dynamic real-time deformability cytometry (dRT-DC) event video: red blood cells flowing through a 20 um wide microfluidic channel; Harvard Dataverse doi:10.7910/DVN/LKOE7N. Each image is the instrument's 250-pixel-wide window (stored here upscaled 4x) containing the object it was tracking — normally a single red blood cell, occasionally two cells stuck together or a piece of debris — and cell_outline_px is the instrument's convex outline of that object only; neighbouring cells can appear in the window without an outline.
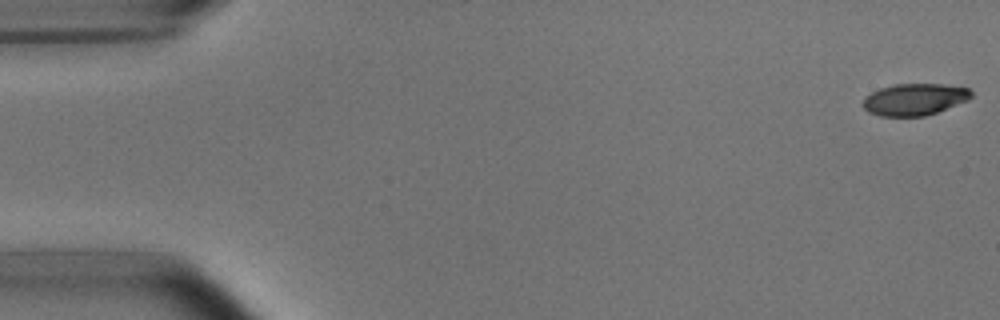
{"species": "common noctule bat (a hibernating species)", "species_latin": "Nyctalus noctula", "temperature_condition": "room temperature", "stored_images_in_passage": 5, "camera_frame_rate_fps": 3000, "um_per_image_px": 0.085, "animal": {"sex": "male", "body_mass_g": 15.6}, "frame": {"image": 1, "passage_image": 1, "time_ms": 0.0, "image_size_px": [1000, 320], "cell_outline_px": [[972, 96], [968, 100], [936, 112], [924, 116], [880, 116], [868, 112], [864, 108], [864, 100], [872, 92], [880, 88], [896, 84], [944, 84], [968, 88], [972, 92]], "centroid_in_image_um": [77.75, 8.44], "position_along_channel_um": 7.2, "area_um2": 19.83}}
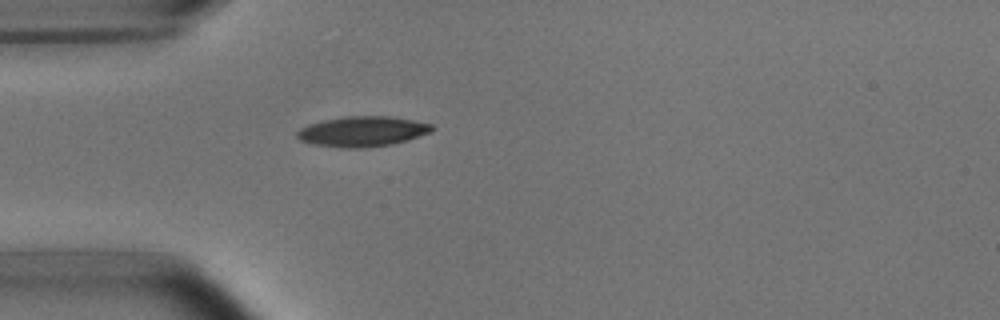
{"frame": {"image": 2, "passage_image": 5, "time_ms": 1.333, "image_size_px": [1000, 320], "cell_outline_px": [[436, 128], [432, 132], [408, 140], [392, 144], [364, 148], [340, 148], [316, 144], [300, 140], [296, 136], [296, 132], [300, 128], [308, 124], [324, 120], [348, 116], [388, 116], [412, 120], [432, 124]], "centroid_in_image_um": [30.83, 11.17], "position_along_channel_um": 54.2, "area_um2": 23.81}}